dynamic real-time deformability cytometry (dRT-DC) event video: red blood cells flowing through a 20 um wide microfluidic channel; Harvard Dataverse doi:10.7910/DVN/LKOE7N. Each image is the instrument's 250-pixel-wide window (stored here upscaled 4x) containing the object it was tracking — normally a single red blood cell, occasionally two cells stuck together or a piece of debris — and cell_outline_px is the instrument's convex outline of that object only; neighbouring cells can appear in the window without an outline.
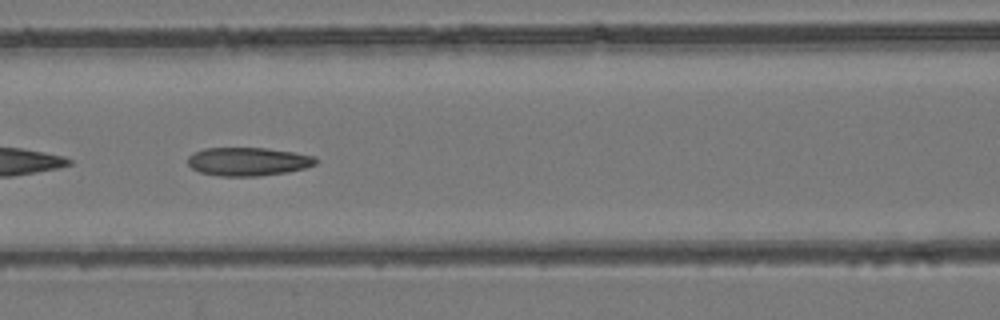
{"species": "common noctule bat (a hibernating species)", "species_latin": "Nyctalus noctula", "temperature_condition": "room temperature", "stored_images_in_passage": 53, "camera_frame_rate_fps": 3000, "um_per_image_px": 0.085, "animal": {"sex": "female", "body_mass_g": 24.6, "forearm_length_mm": 56.2}, "frame": {"image": 1, "passage_image": 23, "time_ms": 7.333, "image_size_px": [1000, 320], "cell_outline_px": [[320, 160], [316, 164], [304, 168], [288, 172], [260, 176], [220, 176], [200, 172], [192, 168], [188, 164], [188, 156], [192, 152], [204, 148], [268, 148], [316, 156]], "centroid_in_image_um": [21.1, 13.73], "position_along_channel_um": 145.5, "area_um2": 21.39}}
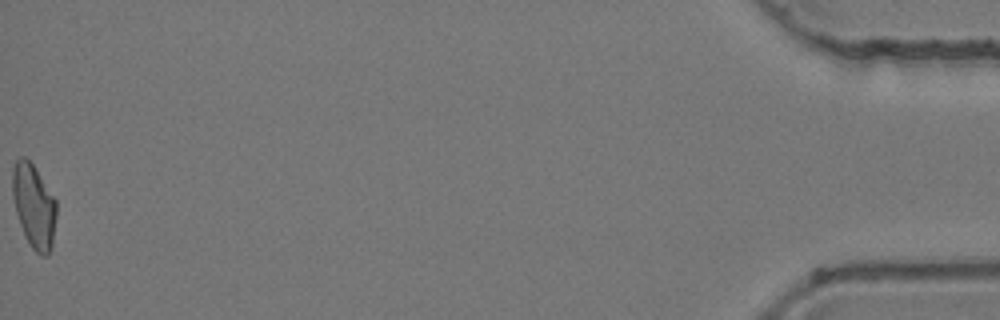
{"frame": {"image": 2, "passage_image": 53, "time_ms": 17.333, "image_size_px": [1000, 320], "cell_outline_px": [[56, 216], [52, 248], [48, 256], [40, 256], [32, 248], [20, 224], [16, 212], [12, 196], [12, 168], [16, 160], [20, 156], [24, 156], [32, 164], [56, 200]], "centroid_in_image_um": [2.88, 17.52], "position_along_channel_um": 432.3, "area_um2": 21.39}, "authors_computed_cell_mechanics": {"area_um2": 21.5016, "velocity_mm_per_s": 3.935, "shape_relaxation_time_tau1_ms": null, "shape_relaxation_time_tau2_ms": 2.8433, "deformation_change_tau1": null, "deformation_change_tau2": 0.1109}}